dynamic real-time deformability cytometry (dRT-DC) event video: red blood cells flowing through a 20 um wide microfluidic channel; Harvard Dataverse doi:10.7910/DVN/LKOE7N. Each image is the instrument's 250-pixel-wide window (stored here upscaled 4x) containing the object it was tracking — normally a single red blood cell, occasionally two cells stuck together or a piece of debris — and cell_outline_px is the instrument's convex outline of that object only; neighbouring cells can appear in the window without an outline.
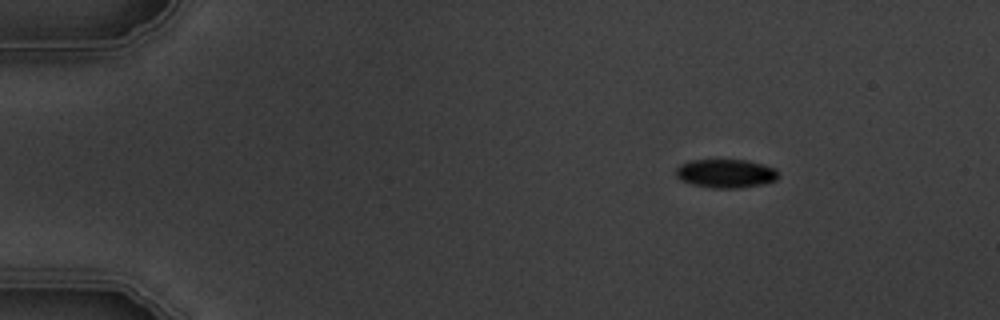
{"species": "common noctule bat (a hibernating species)", "species_latin": "Nyctalus noctula", "temperature_condition": "warm", "stored_images_in_passage": 6, "camera_frame_rate_fps": 3000, "um_per_image_px": 0.085, "animal": {"sex": "male", "body_mass_g": 19.5, "forearm_length_mm": 54.6}, "frame": {"image": 1, "passage_image": 1, "time_ms": 0.0, "image_size_px": [1000, 320], "cell_outline_px": [[780, 176], [776, 180], [760, 184], [736, 188], [712, 188], [692, 184], [680, 180], [676, 176], [676, 168], [680, 164], [692, 160], [748, 160], [764, 164], [776, 168], [780, 172]], "centroid_in_image_um": [61.71, 14.73], "position_along_channel_um": 23.3, "area_um2": 17.22}}
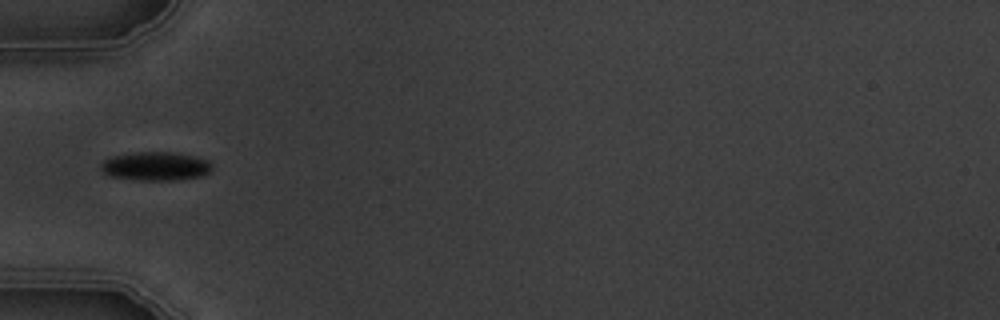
{"frame": {"image": 2, "passage_image": 4, "time_ms": 3.667, "image_size_px": [1000, 320], "cell_outline_px": [[212, 168], [208, 172], [200, 176], [176, 180], [140, 180], [112, 176], [104, 172], [100, 168], [100, 164], [104, 160], [112, 156], [136, 152], [176, 152], [196, 156], [208, 160], [212, 164]], "centroid_in_image_um": [13.25, 14.11], "position_along_channel_um": 71.8, "area_um2": 18.55}}
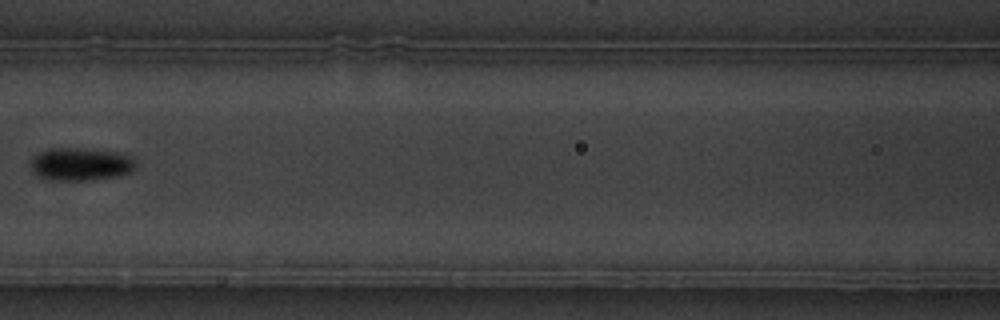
{"frame": {"image": 3, "passage_image": 6, "time_ms": 6.0, "image_size_px": [1000, 320], "cell_outline_px": [[136, 164], [132, 172], [116, 176], [88, 180], [44, 180], [36, 176], [32, 172], [32, 156], [36, 152], [48, 148], [84, 148], [120, 152], [128, 156]], "centroid_in_image_um": [6.79, 13.95], "position_along_channel_um": 159.8, "area_um2": 20.4}}